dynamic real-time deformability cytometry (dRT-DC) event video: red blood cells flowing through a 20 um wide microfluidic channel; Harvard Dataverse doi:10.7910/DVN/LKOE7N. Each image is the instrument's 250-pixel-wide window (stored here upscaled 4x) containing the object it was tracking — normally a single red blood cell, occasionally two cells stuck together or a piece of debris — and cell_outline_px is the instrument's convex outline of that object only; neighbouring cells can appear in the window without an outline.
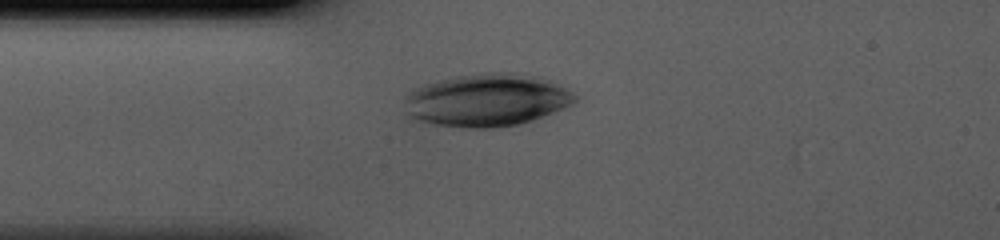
{"species": "human", "species_latin": "Homo sapiens", "temperature_condition": "cold", "stored_images_in_passage": 34, "camera_frame_rate_fps": 3000, "um_per_image_px": 0.085, "donor": {"sex": "male"}, "frame": {"image": 1, "passage_image": 1, "time_ms": 0.0, "image_size_px": [1000, 240], "cell_outline_px": [[576, 100], [564, 108], [532, 120], [516, 124], [492, 128], [468, 128], [432, 124], [408, 116], [404, 100], [404, 96], [412, 88], [424, 84], [456, 76], [484, 72], [512, 72], [540, 76], [572, 92], [576, 96]], "centroid_in_image_um": [41.34, 8.5], "position_along_channel_um": 43.7, "area_um2": 52.31}}
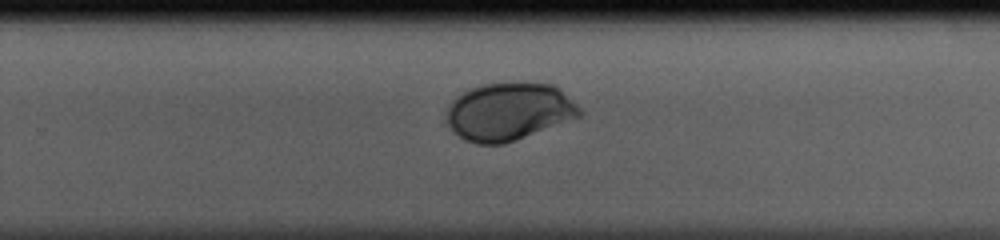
{"frame": {"image": 2, "passage_image": 19, "time_ms": 6.0, "image_size_px": [1000, 240], "cell_outline_px": [[584, 116], [504, 144], [476, 144], [464, 140], [448, 124], [448, 108], [452, 100], [468, 88], [484, 84], [516, 80], [520, 80], [552, 84], [560, 88], [584, 112]], "centroid_in_image_um": [43.31, 9.45], "position_along_channel_um": 286.5, "area_um2": 45.49}}
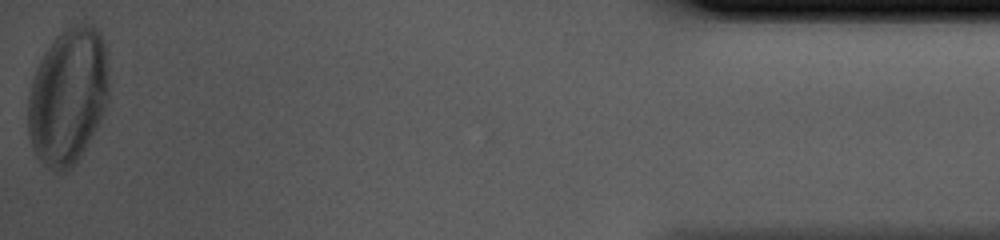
{"frame": {"image": 3, "passage_image": 34, "time_ms": 11.0, "image_size_px": [1000, 240], "cell_outline_px": [[108, 104], [100, 120], [76, 164], [64, 172], [56, 172], [48, 168], [36, 156], [32, 148], [28, 132], [28, 96], [32, 80], [36, 68], [40, 60], [56, 36], [64, 28], [76, 24], [92, 24], [100, 32], [104, 40], [108, 52]], "centroid_in_image_um": [5.79, 8.17], "position_along_channel_um": 429.4, "area_um2": 64.97}}